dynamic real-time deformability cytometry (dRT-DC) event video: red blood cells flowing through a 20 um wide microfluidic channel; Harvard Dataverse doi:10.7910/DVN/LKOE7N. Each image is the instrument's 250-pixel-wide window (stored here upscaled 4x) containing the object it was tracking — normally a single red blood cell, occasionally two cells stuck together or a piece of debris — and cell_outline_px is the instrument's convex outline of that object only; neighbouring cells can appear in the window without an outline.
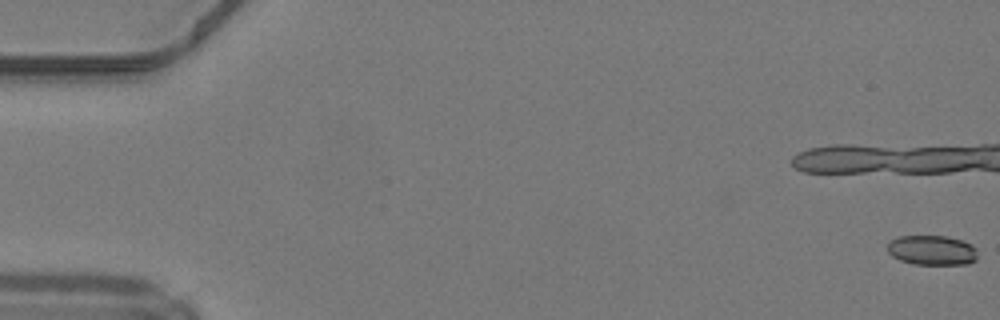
{"species": "common noctule bat (a hibernating species)", "species_latin": "Nyctalus noctula", "temperature_condition": "warm", "stored_images_in_passage": 15, "camera_frame_rate_fps": 3000, "um_per_image_px": 0.085, "animal": {"sex": "male", "body_mass_g": 19.2, "forearm_length_mm": 51.8}, "frame": {"image": 1, "passage_image": 1, "time_ms": 0.0, "image_size_px": [1000, 320], "cell_outline_px": [[976, 260], [968, 264], [912, 264], [900, 260], [892, 256], [888, 252], [888, 240], [900, 236], [948, 236], [964, 240], [972, 244], [976, 248]], "centroid_in_image_um": [79.22, 21.26], "position_along_channel_um": 5.8, "area_um2": 15.84}}